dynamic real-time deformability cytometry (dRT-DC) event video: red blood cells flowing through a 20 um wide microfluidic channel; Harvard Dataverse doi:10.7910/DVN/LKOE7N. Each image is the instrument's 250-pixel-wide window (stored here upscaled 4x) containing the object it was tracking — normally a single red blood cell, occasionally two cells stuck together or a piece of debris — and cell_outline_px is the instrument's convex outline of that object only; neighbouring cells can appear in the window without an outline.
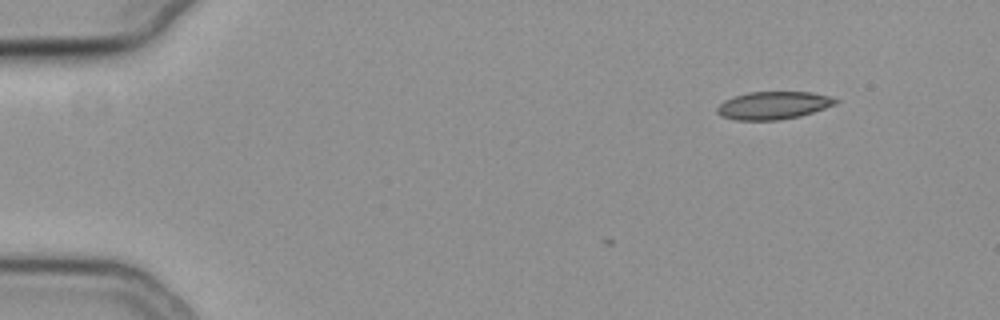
{"species": "common noctule bat (a hibernating species)", "species_latin": "Nyctalus noctula", "temperature_condition": "cold", "stored_images_in_passage": 3, "camera_frame_rate_fps": 3000, "um_per_image_px": 0.085, "animal": {"sex": "female", "body_mass_g": 19.3, "forearm_length_mm": 54.1}, "frame": {"image": 1, "passage_image": 3, "time_ms": 0.667, "image_size_px": [1000, 320], "cell_outline_px": [[840, 100], [836, 104], [800, 116], [780, 120], [736, 120], [720, 116], [716, 112], [716, 108], [724, 100], [748, 92], [812, 92], [828, 96]], "centroid_in_image_um": [65.71, 8.96], "position_along_channel_um": 19.3, "area_um2": 19.13}}